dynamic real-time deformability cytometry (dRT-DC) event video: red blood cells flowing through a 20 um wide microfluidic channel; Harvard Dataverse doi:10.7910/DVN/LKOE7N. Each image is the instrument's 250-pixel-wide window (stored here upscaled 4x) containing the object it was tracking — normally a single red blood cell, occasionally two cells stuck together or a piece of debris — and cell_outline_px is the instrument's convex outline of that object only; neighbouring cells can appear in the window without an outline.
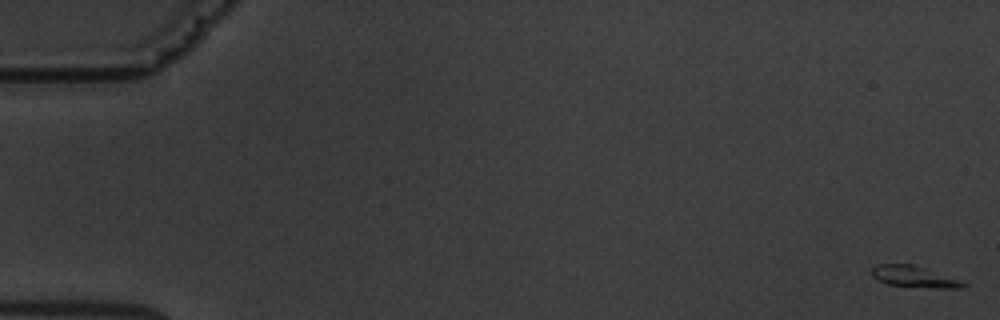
{"species": "common noctule bat (a hibernating species)", "species_latin": "Nyctalus noctula", "temperature_condition": "warm", "stored_images_in_passage": 9, "camera_frame_rate_fps": 3000, "um_per_image_px": 0.085, "animal": {"sex": "male", "body_mass_g": 19.5, "forearm_length_mm": 54.6}, "frame": {"image": 1, "passage_image": 1, "time_ms": 0.0, "image_size_px": [1000, 320], "cell_outline_px": [[968, 284], [960, 288], [936, 288], [888, 284], [872, 276], [872, 268], [876, 264], [912, 264], [924, 268]], "centroid_in_image_um": [77.64, 23.51], "position_along_channel_um": 7.4, "area_um2": 10.87}}
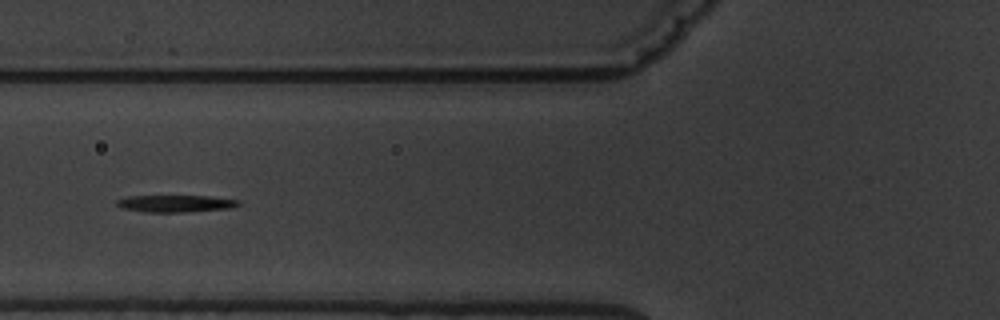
{"frame": {"image": 2, "passage_image": 7, "time_ms": 7.333, "image_size_px": [1000, 320], "cell_outline_px": [[240, 204], [228, 208], [180, 212], [144, 212], [120, 208], [116, 204], [116, 200], [128, 196], [208, 196], [240, 200]], "centroid_in_image_um": [14.85, 17.3], "position_along_channel_um": 110.9, "area_um2": 11.96}}
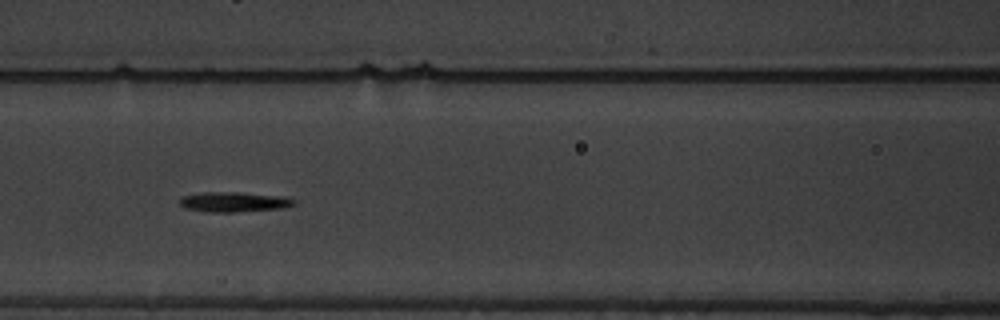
{"frame": {"image": 3, "passage_image": 8, "time_ms": 8.333, "image_size_px": [1000, 320], "cell_outline_px": [[296, 204], [284, 208], [232, 212], [204, 212], [184, 208], [180, 204], [180, 196], [200, 192], [240, 192], [280, 196], [296, 200]], "centroid_in_image_um": [19.84, 17.16], "position_along_channel_um": 146.8, "area_um2": 13.47}}